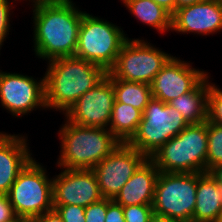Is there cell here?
Wrapping results in <instances>:
<instances>
[{"mask_svg":"<svg viewBox=\"0 0 222 222\" xmlns=\"http://www.w3.org/2000/svg\"><path fill=\"white\" fill-rule=\"evenodd\" d=\"M33 5V46L38 58L74 56L82 16L72 0H29Z\"/></svg>","mask_w":222,"mask_h":222,"instance_id":"6da1fadb","label":"cell"},{"mask_svg":"<svg viewBox=\"0 0 222 222\" xmlns=\"http://www.w3.org/2000/svg\"><path fill=\"white\" fill-rule=\"evenodd\" d=\"M47 67L44 75L46 107L63 114L108 74L103 67L76 56L50 60Z\"/></svg>","mask_w":222,"mask_h":222,"instance_id":"7a4b0ae2","label":"cell"},{"mask_svg":"<svg viewBox=\"0 0 222 222\" xmlns=\"http://www.w3.org/2000/svg\"><path fill=\"white\" fill-rule=\"evenodd\" d=\"M64 121L58 133L61 150L56 165L60 168L93 169L121 144L109 129Z\"/></svg>","mask_w":222,"mask_h":222,"instance_id":"3957f363","label":"cell"},{"mask_svg":"<svg viewBox=\"0 0 222 222\" xmlns=\"http://www.w3.org/2000/svg\"><path fill=\"white\" fill-rule=\"evenodd\" d=\"M207 121L189 124L162 145L150 159L159 172H207Z\"/></svg>","mask_w":222,"mask_h":222,"instance_id":"277c9868","label":"cell"},{"mask_svg":"<svg viewBox=\"0 0 222 222\" xmlns=\"http://www.w3.org/2000/svg\"><path fill=\"white\" fill-rule=\"evenodd\" d=\"M126 35L121 27L85 12L74 56L101 66L108 72L128 39Z\"/></svg>","mask_w":222,"mask_h":222,"instance_id":"5b68a950","label":"cell"},{"mask_svg":"<svg viewBox=\"0 0 222 222\" xmlns=\"http://www.w3.org/2000/svg\"><path fill=\"white\" fill-rule=\"evenodd\" d=\"M32 159L12 184L8 197L17 217L31 220L49 210L53 205V178L46 168Z\"/></svg>","mask_w":222,"mask_h":222,"instance_id":"8992f818","label":"cell"},{"mask_svg":"<svg viewBox=\"0 0 222 222\" xmlns=\"http://www.w3.org/2000/svg\"><path fill=\"white\" fill-rule=\"evenodd\" d=\"M188 125L182 114L174 107L152 98L143 111L137 132L128 144L150 158Z\"/></svg>","mask_w":222,"mask_h":222,"instance_id":"52a82bcc","label":"cell"},{"mask_svg":"<svg viewBox=\"0 0 222 222\" xmlns=\"http://www.w3.org/2000/svg\"><path fill=\"white\" fill-rule=\"evenodd\" d=\"M202 174L159 172L152 205L154 215L191 222Z\"/></svg>","mask_w":222,"mask_h":222,"instance_id":"ba28073f","label":"cell"},{"mask_svg":"<svg viewBox=\"0 0 222 222\" xmlns=\"http://www.w3.org/2000/svg\"><path fill=\"white\" fill-rule=\"evenodd\" d=\"M171 57L147 40L128 38L108 75L110 78L150 84Z\"/></svg>","mask_w":222,"mask_h":222,"instance_id":"9c48e42d","label":"cell"},{"mask_svg":"<svg viewBox=\"0 0 222 222\" xmlns=\"http://www.w3.org/2000/svg\"><path fill=\"white\" fill-rule=\"evenodd\" d=\"M0 103L15 117L28 115L36 109H47L45 77L37 81L32 76L0 70Z\"/></svg>","mask_w":222,"mask_h":222,"instance_id":"30bf717a","label":"cell"},{"mask_svg":"<svg viewBox=\"0 0 222 222\" xmlns=\"http://www.w3.org/2000/svg\"><path fill=\"white\" fill-rule=\"evenodd\" d=\"M147 157L128 143H121L92 170L103 198L113 200Z\"/></svg>","mask_w":222,"mask_h":222,"instance_id":"8fae6325","label":"cell"},{"mask_svg":"<svg viewBox=\"0 0 222 222\" xmlns=\"http://www.w3.org/2000/svg\"><path fill=\"white\" fill-rule=\"evenodd\" d=\"M114 102L112 79L107 74L100 83L86 91L64 116L80 126L108 129Z\"/></svg>","mask_w":222,"mask_h":222,"instance_id":"7c38bea8","label":"cell"},{"mask_svg":"<svg viewBox=\"0 0 222 222\" xmlns=\"http://www.w3.org/2000/svg\"><path fill=\"white\" fill-rule=\"evenodd\" d=\"M53 177V205L87 207L102 199L92 169H65Z\"/></svg>","mask_w":222,"mask_h":222,"instance_id":"4fadbf2b","label":"cell"},{"mask_svg":"<svg viewBox=\"0 0 222 222\" xmlns=\"http://www.w3.org/2000/svg\"><path fill=\"white\" fill-rule=\"evenodd\" d=\"M207 74L192 67L189 61L172 56L150 83L152 97L168 103L191 91Z\"/></svg>","mask_w":222,"mask_h":222,"instance_id":"5bb4252c","label":"cell"},{"mask_svg":"<svg viewBox=\"0 0 222 222\" xmlns=\"http://www.w3.org/2000/svg\"><path fill=\"white\" fill-rule=\"evenodd\" d=\"M209 35L222 32V0H204L177 9L171 17V32Z\"/></svg>","mask_w":222,"mask_h":222,"instance_id":"9a60e30c","label":"cell"},{"mask_svg":"<svg viewBox=\"0 0 222 222\" xmlns=\"http://www.w3.org/2000/svg\"><path fill=\"white\" fill-rule=\"evenodd\" d=\"M27 139L22 134L0 132V194H8L19 173L34 158Z\"/></svg>","mask_w":222,"mask_h":222,"instance_id":"2e32d148","label":"cell"},{"mask_svg":"<svg viewBox=\"0 0 222 222\" xmlns=\"http://www.w3.org/2000/svg\"><path fill=\"white\" fill-rule=\"evenodd\" d=\"M159 174L155 163L147 158L122 187L114 202L125 206L153 205L155 183Z\"/></svg>","mask_w":222,"mask_h":222,"instance_id":"e0dca14e","label":"cell"},{"mask_svg":"<svg viewBox=\"0 0 222 222\" xmlns=\"http://www.w3.org/2000/svg\"><path fill=\"white\" fill-rule=\"evenodd\" d=\"M222 209V186L209 172L198 178L195 210L191 222H216Z\"/></svg>","mask_w":222,"mask_h":222,"instance_id":"ac0fdd59","label":"cell"},{"mask_svg":"<svg viewBox=\"0 0 222 222\" xmlns=\"http://www.w3.org/2000/svg\"><path fill=\"white\" fill-rule=\"evenodd\" d=\"M209 73L189 92L171 100L168 104L182 114L188 124L207 121V96L210 88Z\"/></svg>","mask_w":222,"mask_h":222,"instance_id":"d6986e66","label":"cell"},{"mask_svg":"<svg viewBox=\"0 0 222 222\" xmlns=\"http://www.w3.org/2000/svg\"><path fill=\"white\" fill-rule=\"evenodd\" d=\"M126 9L135 17L159 33L171 31L172 15L153 0H124Z\"/></svg>","mask_w":222,"mask_h":222,"instance_id":"ffe728a7","label":"cell"},{"mask_svg":"<svg viewBox=\"0 0 222 222\" xmlns=\"http://www.w3.org/2000/svg\"><path fill=\"white\" fill-rule=\"evenodd\" d=\"M143 112L132 105L115 101L108 129L121 142L128 143L137 132Z\"/></svg>","mask_w":222,"mask_h":222,"instance_id":"44dd1931","label":"cell"},{"mask_svg":"<svg viewBox=\"0 0 222 222\" xmlns=\"http://www.w3.org/2000/svg\"><path fill=\"white\" fill-rule=\"evenodd\" d=\"M115 93V101L129 104L141 110H145L147 104L152 100L150 84L126 81L111 78Z\"/></svg>","mask_w":222,"mask_h":222,"instance_id":"7402d4cb","label":"cell"},{"mask_svg":"<svg viewBox=\"0 0 222 222\" xmlns=\"http://www.w3.org/2000/svg\"><path fill=\"white\" fill-rule=\"evenodd\" d=\"M207 172L222 164V127L207 121Z\"/></svg>","mask_w":222,"mask_h":222,"instance_id":"603a6c76","label":"cell"},{"mask_svg":"<svg viewBox=\"0 0 222 222\" xmlns=\"http://www.w3.org/2000/svg\"><path fill=\"white\" fill-rule=\"evenodd\" d=\"M207 121L222 127V89L211 82L207 96Z\"/></svg>","mask_w":222,"mask_h":222,"instance_id":"cb8c5ba5","label":"cell"},{"mask_svg":"<svg viewBox=\"0 0 222 222\" xmlns=\"http://www.w3.org/2000/svg\"><path fill=\"white\" fill-rule=\"evenodd\" d=\"M125 222H151L154 216L152 205L122 207Z\"/></svg>","mask_w":222,"mask_h":222,"instance_id":"d4e9b609","label":"cell"},{"mask_svg":"<svg viewBox=\"0 0 222 222\" xmlns=\"http://www.w3.org/2000/svg\"><path fill=\"white\" fill-rule=\"evenodd\" d=\"M63 222H85V207L78 205H54Z\"/></svg>","mask_w":222,"mask_h":222,"instance_id":"484cf974","label":"cell"},{"mask_svg":"<svg viewBox=\"0 0 222 222\" xmlns=\"http://www.w3.org/2000/svg\"><path fill=\"white\" fill-rule=\"evenodd\" d=\"M10 1L11 0H0V50L10 32V15L11 12H13L10 10L14 8L12 5L13 1Z\"/></svg>","mask_w":222,"mask_h":222,"instance_id":"4316f807","label":"cell"},{"mask_svg":"<svg viewBox=\"0 0 222 222\" xmlns=\"http://www.w3.org/2000/svg\"><path fill=\"white\" fill-rule=\"evenodd\" d=\"M107 212V199L102 198L85 207V222H105Z\"/></svg>","mask_w":222,"mask_h":222,"instance_id":"83f0119b","label":"cell"},{"mask_svg":"<svg viewBox=\"0 0 222 222\" xmlns=\"http://www.w3.org/2000/svg\"><path fill=\"white\" fill-rule=\"evenodd\" d=\"M16 217L8 195L0 194V222H9Z\"/></svg>","mask_w":222,"mask_h":222,"instance_id":"f1b7e54d","label":"cell"},{"mask_svg":"<svg viewBox=\"0 0 222 222\" xmlns=\"http://www.w3.org/2000/svg\"><path fill=\"white\" fill-rule=\"evenodd\" d=\"M105 222H125L122 206L111 199H107Z\"/></svg>","mask_w":222,"mask_h":222,"instance_id":"f546056e","label":"cell"},{"mask_svg":"<svg viewBox=\"0 0 222 222\" xmlns=\"http://www.w3.org/2000/svg\"><path fill=\"white\" fill-rule=\"evenodd\" d=\"M30 222H63L55 209L49 210L33 219Z\"/></svg>","mask_w":222,"mask_h":222,"instance_id":"4dcf8cb0","label":"cell"},{"mask_svg":"<svg viewBox=\"0 0 222 222\" xmlns=\"http://www.w3.org/2000/svg\"><path fill=\"white\" fill-rule=\"evenodd\" d=\"M156 4L162 6L171 15L176 11V0H153Z\"/></svg>","mask_w":222,"mask_h":222,"instance_id":"1f68e13d","label":"cell"},{"mask_svg":"<svg viewBox=\"0 0 222 222\" xmlns=\"http://www.w3.org/2000/svg\"><path fill=\"white\" fill-rule=\"evenodd\" d=\"M209 173L217 181V183L222 186V164L212 168Z\"/></svg>","mask_w":222,"mask_h":222,"instance_id":"d6a6232c","label":"cell"},{"mask_svg":"<svg viewBox=\"0 0 222 222\" xmlns=\"http://www.w3.org/2000/svg\"><path fill=\"white\" fill-rule=\"evenodd\" d=\"M151 222H185V221L154 215Z\"/></svg>","mask_w":222,"mask_h":222,"instance_id":"836d02e7","label":"cell"},{"mask_svg":"<svg viewBox=\"0 0 222 222\" xmlns=\"http://www.w3.org/2000/svg\"><path fill=\"white\" fill-rule=\"evenodd\" d=\"M204 0H176V10Z\"/></svg>","mask_w":222,"mask_h":222,"instance_id":"e575fe53","label":"cell"},{"mask_svg":"<svg viewBox=\"0 0 222 222\" xmlns=\"http://www.w3.org/2000/svg\"><path fill=\"white\" fill-rule=\"evenodd\" d=\"M9 222H30V220L22 217H16L14 220L9 221Z\"/></svg>","mask_w":222,"mask_h":222,"instance_id":"d590c367","label":"cell"},{"mask_svg":"<svg viewBox=\"0 0 222 222\" xmlns=\"http://www.w3.org/2000/svg\"><path fill=\"white\" fill-rule=\"evenodd\" d=\"M216 222H222V209L220 211V215H219V217H218Z\"/></svg>","mask_w":222,"mask_h":222,"instance_id":"8d00e7d4","label":"cell"}]
</instances>
